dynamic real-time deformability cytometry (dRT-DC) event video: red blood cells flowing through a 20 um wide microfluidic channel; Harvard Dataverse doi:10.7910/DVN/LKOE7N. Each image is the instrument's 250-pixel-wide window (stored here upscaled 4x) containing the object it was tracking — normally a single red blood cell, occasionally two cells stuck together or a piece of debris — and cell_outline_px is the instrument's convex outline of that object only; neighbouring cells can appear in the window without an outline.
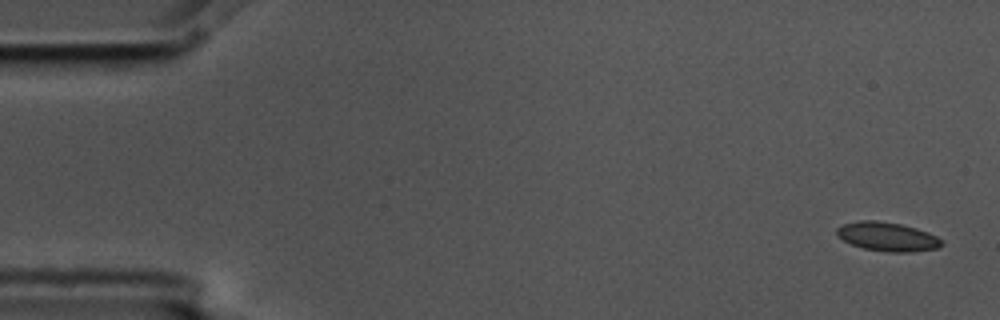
{"species": "common noctule bat (a hibernating species)", "species_latin": "Nyctalus noctula", "temperature_condition": "cold", "stored_images_in_passage": 6, "segment_of_instrument_passage": [1, 2], "camera_frame_rate_fps": 3000, "um_per_image_px": 0.085, "animal": {"sex": "male", "body_mass_g": 17.5, "forearm_length_mm": 52.3}, "frame": {"image": 1, "passage_image": 1, "time_ms": 0.0, "image_size_px": [1000, 320], "cell_outline_px": [[944, 244], [940, 248], [908, 252], [888, 252], [864, 248], [852, 244], [844, 240], [836, 232], [836, 228], [844, 224], [860, 220], [876, 220], [900, 224], [916, 228], [928, 232], [944, 240]], "centroid_in_image_um": [75.48, 20.12], "position_along_channel_um": 9.5, "area_um2": 17.63}}
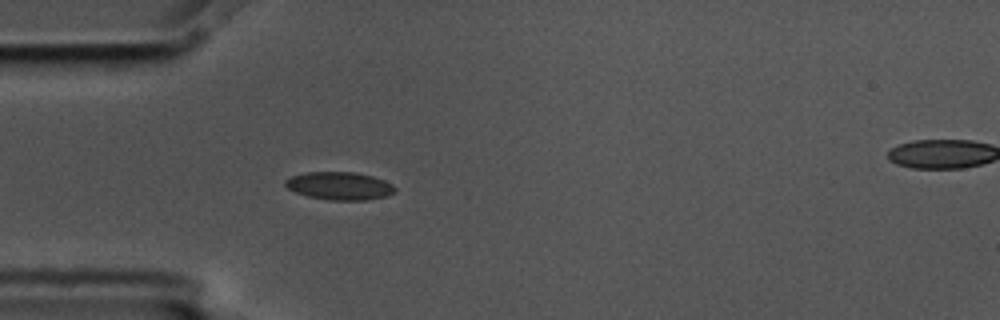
{"frame": {"image": 2, "passage_image": 5, "time_ms": 1.333, "image_size_px": [1000, 320], "cell_outline_px": [[396, 192], [388, 196], [368, 200], [328, 200], [308, 196], [296, 192], [288, 188], [284, 184], [284, 180], [292, 176], [304, 172], [356, 172], [372, 176], [384, 180], [392, 184], [396, 188]], "centroid_in_image_um": [28.89, 15.8], "position_along_channel_um": 56.1, "area_um2": 17.98}}